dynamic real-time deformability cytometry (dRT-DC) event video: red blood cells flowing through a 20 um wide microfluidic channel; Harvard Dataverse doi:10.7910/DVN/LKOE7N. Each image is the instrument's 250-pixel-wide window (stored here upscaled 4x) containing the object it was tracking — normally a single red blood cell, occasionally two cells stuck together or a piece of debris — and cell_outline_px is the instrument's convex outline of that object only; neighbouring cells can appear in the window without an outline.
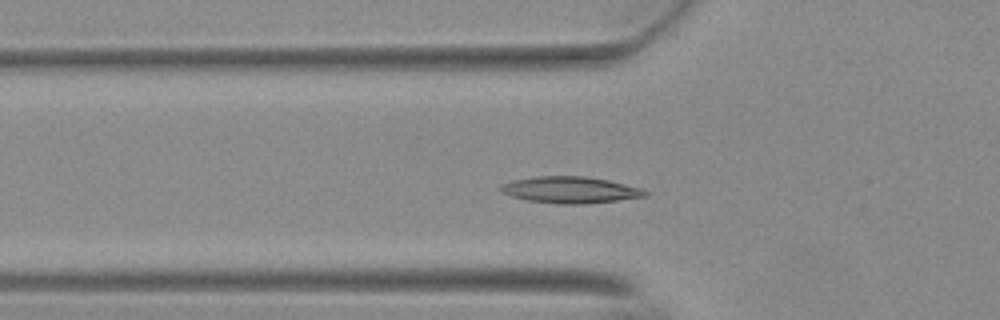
{"species": "Egyptian fruit bat (a non-hibernating species)", "species_latin": "Rousettus aegyptiacus", "temperature_condition": "warm", "stored_images_in_passage": 50, "camera_frame_rate_fps": 3000, "um_per_image_px": 0.085, "animal": {"sex": "female"}, "frame": {"image": 1, "passage_image": 14, "time_ms": 4.333, "image_size_px": [1000, 320], "cell_outline_px": [[648, 196], [584, 204], [560, 204], [528, 200], [512, 196], [500, 192], [500, 188], [504, 184], [516, 180], [536, 176], [584, 176], [608, 180], [640, 188], [648, 192]], "centroid_in_image_um": [48.49, 16.14], "position_along_channel_um": 77.3, "area_um2": 21.96}}
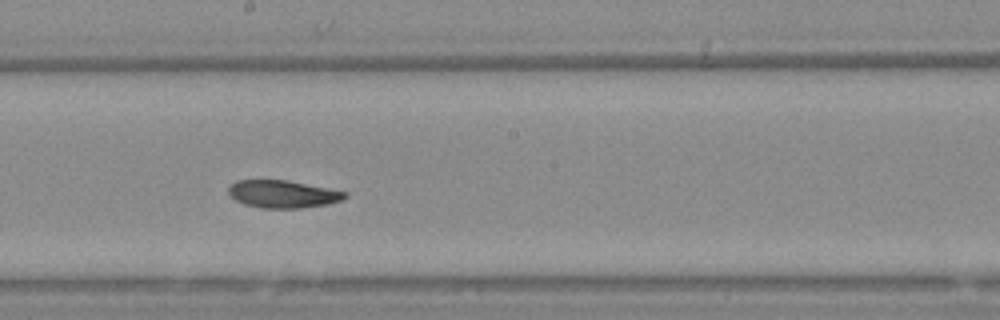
{"frame": {"image": 2, "passage_image": 26, "time_ms": 8.333, "image_size_px": [1000, 320], "cell_outline_px": [[348, 196], [340, 200], [328, 204], [300, 208], [260, 208], [244, 204], [236, 200], [228, 192], [228, 188], [236, 180], [288, 180], [348, 192]], "centroid_in_image_um": [24.05, 16.49], "position_along_channel_um": 224.2, "area_um2": 18.67}}
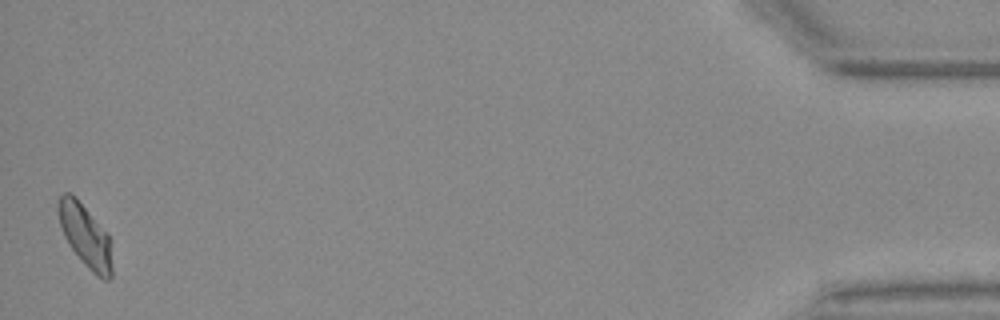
{"frame": {"image": 3, "passage_image": 50, "time_ms": 16.333, "image_size_px": [1000, 320], "cell_outline_px": [[112, 276], [108, 280], [104, 280], [96, 276], [88, 268], [68, 244], [64, 236], [60, 224], [56, 208], [56, 204], [60, 196], [64, 192], [72, 192], [76, 196], [108, 236], [112, 268]], "centroid_in_image_um": [7.2, 20.01], "position_along_channel_um": 428.0, "area_um2": 19.42}, "authors_computed_cell_mechanics": {"area_um2": 19.5364, "velocity_mm_per_s": 3.6784, "shape_relaxation_time_tau1_ms": 7.558, "shape_relaxation_time_tau2_ms": 7.7206, "deformation_change_tau1": 0.1739, "deformation_change_tau2": 0.1154}}